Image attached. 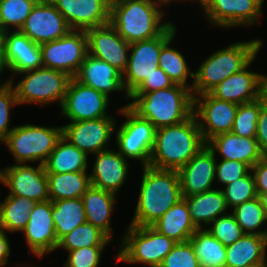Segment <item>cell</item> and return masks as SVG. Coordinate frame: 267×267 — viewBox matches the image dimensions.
<instances>
[{
    "instance_id": "cell-1",
    "label": "cell",
    "mask_w": 267,
    "mask_h": 267,
    "mask_svg": "<svg viewBox=\"0 0 267 267\" xmlns=\"http://www.w3.org/2000/svg\"><path fill=\"white\" fill-rule=\"evenodd\" d=\"M169 0H111L110 24L129 44L159 36L170 24L162 7Z\"/></svg>"
},
{
    "instance_id": "cell-2",
    "label": "cell",
    "mask_w": 267,
    "mask_h": 267,
    "mask_svg": "<svg viewBox=\"0 0 267 267\" xmlns=\"http://www.w3.org/2000/svg\"><path fill=\"white\" fill-rule=\"evenodd\" d=\"M206 145L193 113L178 124L156 129L149 166L178 171Z\"/></svg>"
},
{
    "instance_id": "cell-3",
    "label": "cell",
    "mask_w": 267,
    "mask_h": 267,
    "mask_svg": "<svg viewBox=\"0 0 267 267\" xmlns=\"http://www.w3.org/2000/svg\"><path fill=\"white\" fill-rule=\"evenodd\" d=\"M140 191L129 225L151 226L182 199L178 172L145 166Z\"/></svg>"
},
{
    "instance_id": "cell-4",
    "label": "cell",
    "mask_w": 267,
    "mask_h": 267,
    "mask_svg": "<svg viewBox=\"0 0 267 267\" xmlns=\"http://www.w3.org/2000/svg\"><path fill=\"white\" fill-rule=\"evenodd\" d=\"M128 106L139 117L156 128L178 124L188 119L194 110V96L189 88L174 84L172 87L147 93H132Z\"/></svg>"
},
{
    "instance_id": "cell-5",
    "label": "cell",
    "mask_w": 267,
    "mask_h": 267,
    "mask_svg": "<svg viewBox=\"0 0 267 267\" xmlns=\"http://www.w3.org/2000/svg\"><path fill=\"white\" fill-rule=\"evenodd\" d=\"M262 46V40L253 39L239 41L214 52L194 71L191 84L193 96L210 93L230 75L239 72L257 56Z\"/></svg>"
},
{
    "instance_id": "cell-6",
    "label": "cell",
    "mask_w": 267,
    "mask_h": 267,
    "mask_svg": "<svg viewBox=\"0 0 267 267\" xmlns=\"http://www.w3.org/2000/svg\"><path fill=\"white\" fill-rule=\"evenodd\" d=\"M62 136V126L48 127L25 123L14 126L2 144L8 147L17 164H44Z\"/></svg>"
},
{
    "instance_id": "cell-7",
    "label": "cell",
    "mask_w": 267,
    "mask_h": 267,
    "mask_svg": "<svg viewBox=\"0 0 267 267\" xmlns=\"http://www.w3.org/2000/svg\"><path fill=\"white\" fill-rule=\"evenodd\" d=\"M116 255L117 261L160 267L177 242L159 233L152 226L129 225Z\"/></svg>"
},
{
    "instance_id": "cell-8",
    "label": "cell",
    "mask_w": 267,
    "mask_h": 267,
    "mask_svg": "<svg viewBox=\"0 0 267 267\" xmlns=\"http://www.w3.org/2000/svg\"><path fill=\"white\" fill-rule=\"evenodd\" d=\"M21 74L26 76L13 85L19 105L36 103L45 106L57 101L61 108L72 77L65 72L46 67L18 75Z\"/></svg>"
},
{
    "instance_id": "cell-9",
    "label": "cell",
    "mask_w": 267,
    "mask_h": 267,
    "mask_svg": "<svg viewBox=\"0 0 267 267\" xmlns=\"http://www.w3.org/2000/svg\"><path fill=\"white\" fill-rule=\"evenodd\" d=\"M117 113L126 118L116 128V146L118 152L127 160H138L142 167L149 166L155 141L156 128L149 120L139 117L128 106H122Z\"/></svg>"
},
{
    "instance_id": "cell-10",
    "label": "cell",
    "mask_w": 267,
    "mask_h": 267,
    "mask_svg": "<svg viewBox=\"0 0 267 267\" xmlns=\"http://www.w3.org/2000/svg\"><path fill=\"white\" fill-rule=\"evenodd\" d=\"M176 32L174 23H171L159 36L130 44L128 64L122 73L123 85L129 96L159 67L161 48Z\"/></svg>"
},
{
    "instance_id": "cell-11",
    "label": "cell",
    "mask_w": 267,
    "mask_h": 267,
    "mask_svg": "<svg viewBox=\"0 0 267 267\" xmlns=\"http://www.w3.org/2000/svg\"><path fill=\"white\" fill-rule=\"evenodd\" d=\"M40 46L43 67L74 78L88 53L86 30H71L66 36Z\"/></svg>"
},
{
    "instance_id": "cell-12",
    "label": "cell",
    "mask_w": 267,
    "mask_h": 267,
    "mask_svg": "<svg viewBox=\"0 0 267 267\" xmlns=\"http://www.w3.org/2000/svg\"><path fill=\"white\" fill-rule=\"evenodd\" d=\"M210 25L222 28L259 22L264 0H198ZM257 22V23H256Z\"/></svg>"
},
{
    "instance_id": "cell-13",
    "label": "cell",
    "mask_w": 267,
    "mask_h": 267,
    "mask_svg": "<svg viewBox=\"0 0 267 267\" xmlns=\"http://www.w3.org/2000/svg\"><path fill=\"white\" fill-rule=\"evenodd\" d=\"M109 99L105 94L71 78L60 114L67 117L70 122L114 117L106 113Z\"/></svg>"
},
{
    "instance_id": "cell-14",
    "label": "cell",
    "mask_w": 267,
    "mask_h": 267,
    "mask_svg": "<svg viewBox=\"0 0 267 267\" xmlns=\"http://www.w3.org/2000/svg\"><path fill=\"white\" fill-rule=\"evenodd\" d=\"M238 106L211 93L194 96L193 113L206 143L216 135L232 131Z\"/></svg>"
},
{
    "instance_id": "cell-15",
    "label": "cell",
    "mask_w": 267,
    "mask_h": 267,
    "mask_svg": "<svg viewBox=\"0 0 267 267\" xmlns=\"http://www.w3.org/2000/svg\"><path fill=\"white\" fill-rule=\"evenodd\" d=\"M114 117L69 122L62 126L63 137L89 156L109 149L111 136L115 132Z\"/></svg>"
},
{
    "instance_id": "cell-16",
    "label": "cell",
    "mask_w": 267,
    "mask_h": 267,
    "mask_svg": "<svg viewBox=\"0 0 267 267\" xmlns=\"http://www.w3.org/2000/svg\"><path fill=\"white\" fill-rule=\"evenodd\" d=\"M1 184L8 186L9 194L29 198L35 202L50 200L48 179L43 164H15L2 169Z\"/></svg>"
},
{
    "instance_id": "cell-17",
    "label": "cell",
    "mask_w": 267,
    "mask_h": 267,
    "mask_svg": "<svg viewBox=\"0 0 267 267\" xmlns=\"http://www.w3.org/2000/svg\"><path fill=\"white\" fill-rule=\"evenodd\" d=\"M72 29L50 1H40L33 7L20 31L38 45L66 36Z\"/></svg>"
},
{
    "instance_id": "cell-18",
    "label": "cell",
    "mask_w": 267,
    "mask_h": 267,
    "mask_svg": "<svg viewBox=\"0 0 267 267\" xmlns=\"http://www.w3.org/2000/svg\"><path fill=\"white\" fill-rule=\"evenodd\" d=\"M31 253L42 258L57 250L58 240L52 218V201L35 202L27 226L22 230Z\"/></svg>"
},
{
    "instance_id": "cell-19",
    "label": "cell",
    "mask_w": 267,
    "mask_h": 267,
    "mask_svg": "<svg viewBox=\"0 0 267 267\" xmlns=\"http://www.w3.org/2000/svg\"><path fill=\"white\" fill-rule=\"evenodd\" d=\"M88 37V53L106 61L121 73L126 70L130 44L126 42L110 24L86 30Z\"/></svg>"
},
{
    "instance_id": "cell-20",
    "label": "cell",
    "mask_w": 267,
    "mask_h": 267,
    "mask_svg": "<svg viewBox=\"0 0 267 267\" xmlns=\"http://www.w3.org/2000/svg\"><path fill=\"white\" fill-rule=\"evenodd\" d=\"M72 30H87L110 23L111 0H50Z\"/></svg>"
},
{
    "instance_id": "cell-21",
    "label": "cell",
    "mask_w": 267,
    "mask_h": 267,
    "mask_svg": "<svg viewBox=\"0 0 267 267\" xmlns=\"http://www.w3.org/2000/svg\"><path fill=\"white\" fill-rule=\"evenodd\" d=\"M216 154L206 145L177 171L182 197H189L213 189L216 173Z\"/></svg>"
},
{
    "instance_id": "cell-22",
    "label": "cell",
    "mask_w": 267,
    "mask_h": 267,
    "mask_svg": "<svg viewBox=\"0 0 267 267\" xmlns=\"http://www.w3.org/2000/svg\"><path fill=\"white\" fill-rule=\"evenodd\" d=\"M255 59L256 56L239 72L219 83L210 93L217 99L239 105L261 98L264 74L248 68Z\"/></svg>"
},
{
    "instance_id": "cell-23",
    "label": "cell",
    "mask_w": 267,
    "mask_h": 267,
    "mask_svg": "<svg viewBox=\"0 0 267 267\" xmlns=\"http://www.w3.org/2000/svg\"><path fill=\"white\" fill-rule=\"evenodd\" d=\"M74 78L80 83L105 94L108 98L112 92L123 91L125 99L129 100V95L123 85L122 73L106 61H102L89 53H87Z\"/></svg>"
},
{
    "instance_id": "cell-24",
    "label": "cell",
    "mask_w": 267,
    "mask_h": 267,
    "mask_svg": "<svg viewBox=\"0 0 267 267\" xmlns=\"http://www.w3.org/2000/svg\"><path fill=\"white\" fill-rule=\"evenodd\" d=\"M92 173L89 175L91 185L118 194L125 183L129 163L118 151L107 149L94 154Z\"/></svg>"
},
{
    "instance_id": "cell-25",
    "label": "cell",
    "mask_w": 267,
    "mask_h": 267,
    "mask_svg": "<svg viewBox=\"0 0 267 267\" xmlns=\"http://www.w3.org/2000/svg\"><path fill=\"white\" fill-rule=\"evenodd\" d=\"M2 34L5 40L9 70L12 73L10 76L12 82L15 74L43 67L41 49L38 44L32 42L20 30L5 31Z\"/></svg>"
},
{
    "instance_id": "cell-26",
    "label": "cell",
    "mask_w": 267,
    "mask_h": 267,
    "mask_svg": "<svg viewBox=\"0 0 267 267\" xmlns=\"http://www.w3.org/2000/svg\"><path fill=\"white\" fill-rule=\"evenodd\" d=\"M207 146L214 153L217 151L221 159L244 162L250 168L264 156L256 138L239 137L232 132L214 136Z\"/></svg>"
},
{
    "instance_id": "cell-27",
    "label": "cell",
    "mask_w": 267,
    "mask_h": 267,
    "mask_svg": "<svg viewBox=\"0 0 267 267\" xmlns=\"http://www.w3.org/2000/svg\"><path fill=\"white\" fill-rule=\"evenodd\" d=\"M266 236L244 234L226 246L225 267H267Z\"/></svg>"
},
{
    "instance_id": "cell-28",
    "label": "cell",
    "mask_w": 267,
    "mask_h": 267,
    "mask_svg": "<svg viewBox=\"0 0 267 267\" xmlns=\"http://www.w3.org/2000/svg\"><path fill=\"white\" fill-rule=\"evenodd\" d=\"M116 194L90 186L81 197L87 222L103 231L111 240V215L116 205Z\"/></svg>"
},
{
    "instance_id": "cell-29",
    "label": "cell",
    "mask_w": 267,
    "mask_h": 267,
    "mask_svg": "<svg viewBox=\"0 0 267 267\" xmlns=\"http://www.w3.org/2000/svg\"><path fill=\"white\" fill-rule=\"evenodd\" d=\"M182 198L186 200L192 222L198 229H204L205 226L207 228L215 219L227 214L226 211L229 210L221 189L214 188Z\"/></svg>"
},
{
    "instance_id": "cell-30",
    "label": "cell",
    "mask_w": 267,
    "mask_h": 267,
    "mask_svg": "<svg viewBox=\"0 0 267 267\" xmlns=\"http://www.w3.org/2000/svg\"><path fill=\"white\" fill-rule=\"evenodd\" d=\"M177 243L189 241L198 229L192 222L186 200L182 198L151 225Z\"/></svg>"
},
{
    "instance_id": "cell-31",
    "label": "cell",
    "mask_w": 267,
    "mask_h": 267,
    "mask_svg": "<svg viewBox=\"0 0 267 267\" xmlns=\"http://www.w3.org/2000/svg\"><path fill=\"white\" fill-rule=\"evenodd\" d=\"M88 155L80 151L63 136L43 164L46 174L87 172Z\"/></svg>"
},
{
    "instance_id": "cell-32",
    "label": "cell",
    "mask_w": 267,
    "mask_h": 267,
    "mask_svg": "<svg viewBox=\"0 0 267 267\" xmlns=\"http://www.w3.org/2000/svg\"><path fill=\"white\" fill-rule=\"evenodd\" d=\"M52 218L59 241L74 228L87 222L82 199L69 198L52 201Z\"/></svg>"
},
{
    "instance_id": "cell-33",
    "label": "cell",
    "mask_w": 267,
    "mask_h": 267,
    "mask_svg": "<svg viewBox=\"0 0 267 267\" xmlns=\"http://www.w3.org/2000/svg\"><path fill=\"white\" fill-rule=\"evenodd\" d=\"M87 174V172L46 174L50 200L81 198L91 186L90 176Z\"/></svg>"
},
{
    "instance_id": "cell-34",
    "label": "cell",
    "mask_w": 267,
    "mask_h": 267,
    "mask_svg": "<svg viewBox=\"0 0 267 267\" xmlns=\"http://www.w3.org/2000/svg\"><path fill=\"white\" fill-rule=\"evenodd\" d=\"M35 201L21 196L7 195L0 201V229L5 232H22Z\"/></svg>"
},
{
    "instance_id": "cell-35",
    "label": "cell",
    "mask_w": 267,
    "mask_h": 267,
    "mask_svg": "<svg viewBox=\"0 0 267 267\" xmlns=\"http://www.w3.org/2000/svg\"><path fill=\"white\" fill-rule=\"evenodd\" d=\"M189 241L198 258L199 267H225L226 246L206 228L197 229Z\"/></svg>"
},
{
    "instance_id": "cell-36",
    "label": "cell",
    "mask_w": 267,
    "mask_h": 267,
    "mask_svg": "<svg viewBox=\"0 0 267 267\" xmlns=\"http://www.w3.org/2000/svg\"><path fill=\"white\" fill-rule=\"evenodd\" d=\"M175 35L162 46L158 66L168 75L174 84L183 85L192 90V86H190V83H187V79L188 77L194 78V72H191L183 54L176 48L170 46Z\"/></svg>"
},
{
    "instance_id": "cell-37",
    "label": "cell",
    "mask_w": 267,
    "mask_h": 267,
    "mask_svg": "<svg viewBox=\"0 0 267 267\" xmlns=\"http://www.w3.org/2000/svg\"><path fill=\"white\" fill-rule=\"evenodd\" d=\"M110 242L112 240L103 231L85 222L63 236L58 242L57 249L63 248L69 252L83 247L107 246Z\"/></svg>"
},
{
    "instance_id": "cell-38",
    "label": "cell",
    "mask_w": 267,
    "mask_h": 267,
    "mask_svg": "<svg viewBox=\"0 0 267 267\" xmlns=\"http://www.w3.org/2000/svg\"><path fill=\"white\" fill-rule=\"evenodd\" d=\"M231 212L245 234L266 235L267 229L261 228L267 223V216L258 197L235 206Z\"/></svg>"
},
{
    "instance_id": "cell-39",
    "label": "cell",
    "mask_w": 267,
    "mask_h": 267,
    "mask_svg": "<svg viewBox=\"0 0 267 267\" xmlns=\"http://www.w3.org/2000/svg\"><path fill=\"white\" fill-rule=\"evenodd\" d=\"M37 2V0H0V32L20 30Z\"/></svg>"
},
{
    "instance_id": "cell-40",
    "label": "cell",
    "mask_w": 267,
    "mask_h": 267,
    "mask_svg": "<svg viewBox=\"0 0 267 267\" xmlns=\"http://www.w3.org/2000/svg\"><path fill=\"white\" fill-rule=\"evenodd\" d=\"M264 104L262 97L249 103L240 104L231 132L239 137L256 138L257 121Z\"/></svg>"
},
{
    "instance_id": "cell-41",
    "label": "cell",
    "mask_w": 267,
    "mask_h": 267,
    "mask_svg": "<svg viewBox=\"0 0 267 267\" xmlns=\"http://www.w3.org/2000/svg\"><path fill=\"white\" fill-rule=\"evenodd\" d=\"M228 208L258 197L254 176L251 170L242 178L221 188Z\"/></svg>"
},
{
    "instance_id": "cell-42",
    "label": "cell",
    "mask_w": 267,
    "mask_h": 267,
    "mask_svg": "<svg viewBox=\"0 0 267 267\" xmlns=\"http://www.w3.org/2000/svg\"><path fill=\"white\" fill-rule=\"evenodd\" d=\"M206 229L224 246L233 244L245 234L234 215L228 212L215 219Z\"/></svg>"
},
{
    "instance_id": "cell-43",
    "label": "cell",
    "mask_w": 267,
    "mask_h": 267,
    "mask_svg": "<svg viewBox=\"0 0 267 267\" xmlns=\"http://www.w3.org/2000/svg\"><path fill=\"white\" fill-rule=\"evenodd\" d=\"M11 82L6 85H0V142L4 143L8 134L14 129L9 127L10 110L13 107L18 106L19 103L16 98V93Z\"/></svg>"
},
{
    "instance_id": "cell-44",
    "label": "cell",
    "mask_w": 267,
    "mask_h": 267,
    "mask_svg": "<svg viewBox=\"0 0 267 267\" xmlns=\"http://www.w3.org/2000/svg\"><path fill=\"white\" fill-rule=\"evenodd\" d=\"M160 267H199L198 258L191 242L176 243Z\"/></svg>"
},
{
    "instance_id": "cell-45",
    "label": "cell",
    "mask_w": 267,
    "mask_h": 267,
    "mask_svg": "<svg viewBox=\"0 0 267 267\" xmlns=\"http://www.w3.org/2000/svg\"><path fill=\"white\" fill-rule=\"evenodd\" d=\"M105 247L91 246L69 251L64 267H98Z\"/></svg>"
},
{
    "instance_id": "cell-46",
    "label": "cell",
    "mask_w": 267,
    "mask_h": 267,
    "mask_svg": "<svg viewBox=\"0 0 267 267\" xmlns=\"http://www.w3.org/2000/svg\"><path fill=\"white\" fill-rule=\"evenodd\" d=\"M250 170L244 162L221 159L219 163L216 161L215 180L225 186L244 177Z\"/></svg>"
},
{
    "instance_id": "cell-47",
    "label": "cell",
    "mask_w": 267,
    "mask_h": 267,
    "mask_svg": "<svg viewBox=\"0 0 267 267\" xmlns=\"http://www.w3.org/2000/svg\"><path fill=\"white\" fill-rule=\"evenodd\" d=\"M174 82L168 75L157 67L155 72L148 76L133 93H147L172 87Z\"/></svg>"
},
{
    "instance_id": "cell-48",
    "label": "cell",
    "mask_w": 267,
    "mask_h": 267,
    "mask_svg": "<svg viewBox=\"0 0 267 267\" xmlns=\"http://www.w3.org/2000/svg\"><path fill=\"white\" fill-rule=\"evenodd\" d=\"M251 172L254 176L257 193H267V156H263L253 165Z\"/></svg>"
},
{
    "instance_id": "cell-49",
    "label": "cell",
    "mask_w": 267,
    "mask_h": 267,
    "mask_svg": "<svg viewBox=\"0 0 267 267\" xmlns=\"http://www.w3.org/2000/svg\"><path fill=\"white\" fill-rule=\"evenodd\" d=\"M256 140L264 156H267V106L261 107L259 119L257 121Z\"/></svg>"
},
{
    "instance_id": "cell-50",
    "label": "cell",
    "mask_w": 267,
    "mask_h": 267,
    "mask_svg": "<svg viewBox=\"0 0 267 267\" xmlns=\"http://www.w3.org/2000/svg\"><path fill=\"white\" fill-rule=\"evenodd\" d=\"M11 254L8 234L0 229V267H5L9 264L8 259Z\"/></svg>"
},
{
    "instance_id": "cell-51",
    "label": "cell",
    "mask_w": 267,
    "mask_h": 267,
    "mask_svg": "<svg viewBox=\"0 0 267 267\" xmlns=\"http://www.w3.org/2000/svg\"><path fill=\"white\" fill-rule=\"evenodd\" d=\"M5 69L9 70L10 68H9V63L7 61V58H6L5 40H4L3 34L0 32V77H1V74H3L2 72ZM11 82H12V79L9 78V79H7V81L5 80L3 84H1L2 82H0V85H6V84H9Z\"/></svg>"
},
{
    "instance_id": "cell-52",
    "label": "cell",
    "mask_w": 267,
    "mask_h": 267,
    "mask_svg": "<svg viewBox=\"0 0 267 267\" xmlns=\"http://www.w3.org/2000/svg\"><path fill=\"white\" fill-rule=\"evenodd\" d=\"M257 194L261 202V205L264 208L265 214L267 216V193H257Z\"/></svg>"
},
{
    "instance_id": "cell-53",
    "label": "cell",
    "mask_w": 267,
    "mask_h": 267,
    "mask_svg": "<svg viewBox=\"0 0 267 267\" xmlns=\"http://www.w3.org/2000/svg\"><path fill=\"white\" fill-rule=\"evenodd\" d=\"M262 91H267V75H263V86Z\"/></svg>"
},
{
    "instance_id": "cell-54",
    "label": "cell",
    "mask_w": 267,
    "mask_h": 267,
    "mask_svg": "<svg viewBox=\"0 0 267 267\" xmlns=\"http://www.w3.org/2000/svg\"><path fill=\"white\" fill-rule=\"evenodd\" d=\"M261 97L263 98L264 103L267 106V91H262Z\"/></svg>"
},
{
    "instance_id": "cell-55",
    "label": "cell",
    "mask_w": 267,
    "mask_h": 267,
    "mask_svg": "<svg viewBox=\"0 0 267 267\" xmlns=\"http://www.w3.org/2000/svg\"><path fill=\"white\" fill-rule=\"evenodd\" d=\"M1 180H2V169H0V185H1Z\"/></svg>"
},
{
    "instance_id": "cell-56",
    "label": "cell",
    "mask_w": 267,
    "mask_h": 267,
    "mask_svg": "<svg viewBox=\"0 0 267 267\" xmlns=\"http://www.w3.org/2000/svg\"><path fill=\"white\" fill-rule=\"evenodd\" d=\"M174 1H175V2L177 1V2H178L179 0H173V2H174ZM180 1H182V0H180ZM183 1H184V0H183ZM185 1H189V0H185Z\"/></svg>"
}]
</instances>
